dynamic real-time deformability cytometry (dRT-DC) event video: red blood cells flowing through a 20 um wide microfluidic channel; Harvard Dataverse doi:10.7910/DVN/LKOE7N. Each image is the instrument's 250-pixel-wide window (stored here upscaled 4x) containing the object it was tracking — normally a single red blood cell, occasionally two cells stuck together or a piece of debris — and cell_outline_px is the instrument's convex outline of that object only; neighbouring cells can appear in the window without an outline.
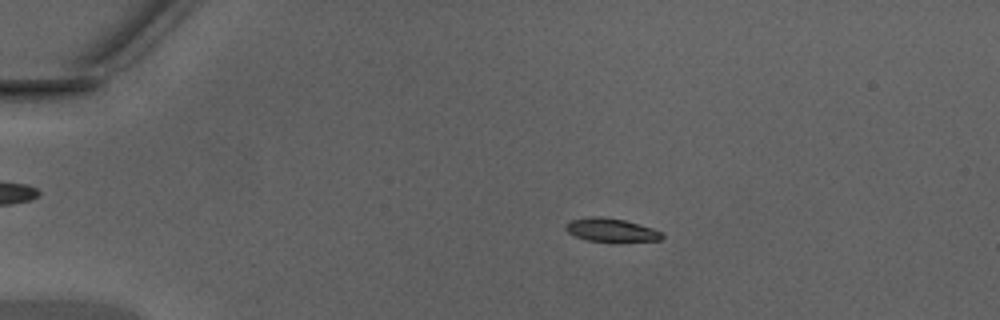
{"species": "Egyptian fruit bat (a non-hibernating species)", "species_latin": "Rousettus aegyptiacus", "temperature_condition": "warm", "stored_images_in_passage": 49, "camera_frame_rate_fps": 3000, "um_per_image_px": 0.085, "animal": {"sex": "male"}, "frame": {"image": 1, "passage_image": 11, "time_ms": 3.333, "image_size_px": [1000, 320], "cell_outline_px": [[664, 236], [660, 240], [620, 244], [616, 244], [588, 240], [576, 236], [568, 232], [564, 228], [564, 224], [572, 220], [588, 216], [600, 216], [624, 220], [652, 228], [660, 232]], "centroid_in_image_um": [51.96, 19.59], "position_along_channel_um": 33.0, "area_um2": 13.7}}
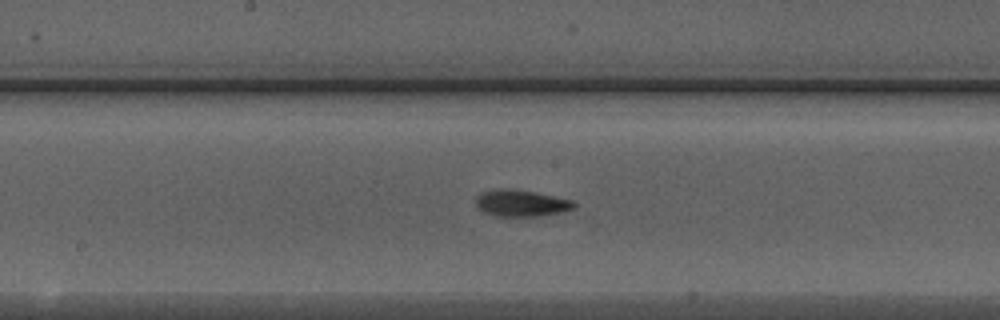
{"frame": {"image": 2, "passage_image": 27, "time_ms": 8.667, "image_size_px": [1000, 320], "cell_outline_px": [[576, 208], [560, 212], [540, 216], [492, 216], [484, 212], [476, 204], [476, 196], [480, 192], [496, 188], [508, 188], [532, 192], [572, 200], [576, 204]], "centroid_in_image_um": [44.26, 17.27], "position_along_channel_um": 203.9, "area_um2": 15.2}}
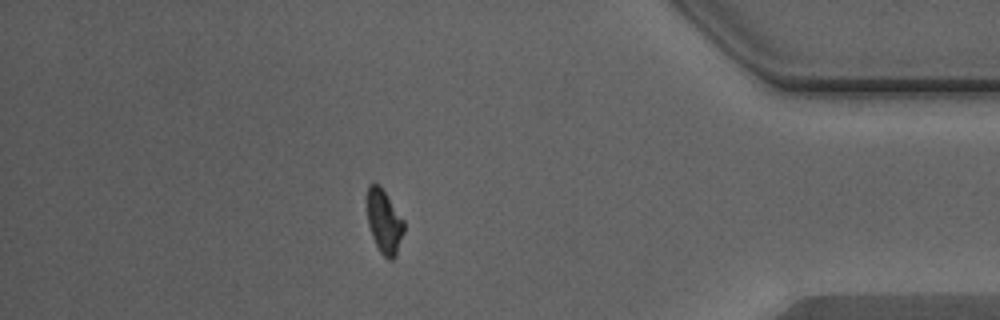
{"frame": {"image": 3, "passage_image": 43, "time_ms": 14.0, "image_size_px": [1000, 320], "cell_outline_px": [[404, 232], [396, 256], [392, 260], [388, 260], [380, 252], [372, 236], [368, 224], [368, 184], [380, 184], [404, 220]], "centroid_in_image_um": [32.68, 18.86], "position_along_channel_um": 402.5, "area_um2": 13.64}}